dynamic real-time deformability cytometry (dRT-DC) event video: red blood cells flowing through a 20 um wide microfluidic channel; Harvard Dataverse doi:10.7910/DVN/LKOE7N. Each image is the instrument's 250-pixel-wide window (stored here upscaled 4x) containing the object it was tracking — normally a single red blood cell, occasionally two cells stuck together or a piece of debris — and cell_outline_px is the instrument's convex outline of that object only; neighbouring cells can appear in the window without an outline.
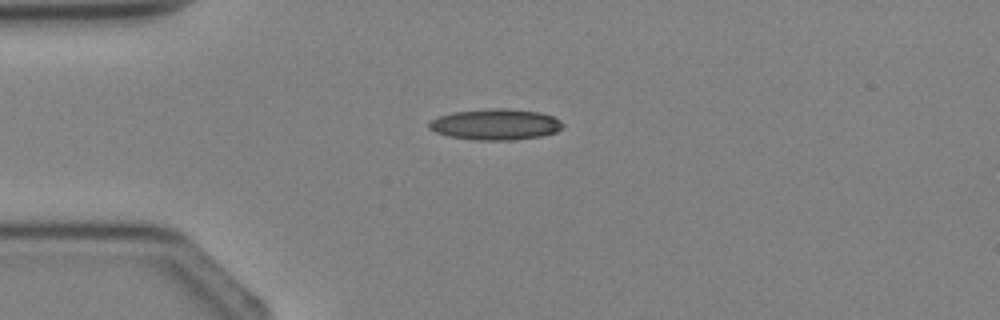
{"species": "Egyptian fruit bat (a non-hibernating species)", "species_latin": "Rousettus aegyptiacus", "temperature_condition": "cold", "stored_images_in_passage": 2, "camera_frame_rate_fps": 3000, "um_per_image_px": 0.085, "animal": {"sex": "female"}, "frame": {"image": 1, "passage_image": 2, "time_ms": 1.0, "image_size_px": [1000, 320], "cell_outline_px": [[564, 128], [556, 132], [540, 136], [512, 140], [476, 140], [448, 136], [436, 132], [428, 128], [428, 124], [432, 120], [440, 116], [452, 112], [488, 108], [508, 108], [540, 112], [552, 116], [560, 120], [564, 124]], "centroid_in_image_um": [42.14, 10.57], "position_along_channel_um": 42.9, "area_um2": 24.28}}